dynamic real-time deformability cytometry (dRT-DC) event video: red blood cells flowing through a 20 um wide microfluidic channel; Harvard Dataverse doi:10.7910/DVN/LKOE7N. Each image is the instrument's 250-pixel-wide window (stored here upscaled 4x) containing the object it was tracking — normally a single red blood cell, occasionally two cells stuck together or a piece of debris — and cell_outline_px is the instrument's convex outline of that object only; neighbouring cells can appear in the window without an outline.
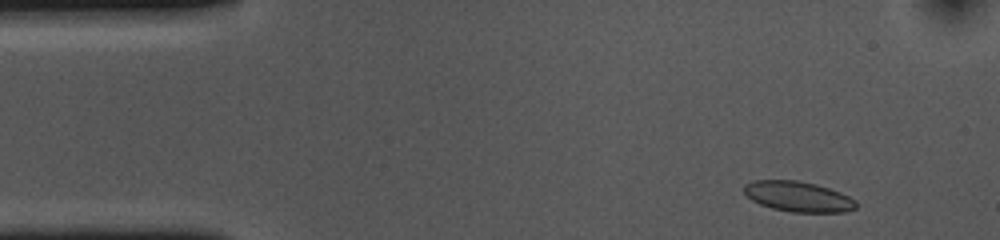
{"species": "common noctule bat (a hibernating species)", "species_latin": "Nyctalus noctula", "temperature_condition": "cold", "stored_images_in_passage": 46, "camera_frame_rate_fps": 3000, "um_per_image_px": 0.085, "animal": {"sex": "female", "body_mass_g": 10.0, "forearm_length_mm": 53.1}, "frame": {"image": 1, "passage_image": 3, "time_ms": 0.667, "image_size_px": [1000, 240], "cell_outline_px": [[856, 208], [844, 212], [792, 212], [772, 208], [760, 204], [752, 200], [744, 192], [744, 184], [756, 180], [796, 180], [816, 184], [840, 192], [856, 200]], "centroid_in_image_um": [67.84, 16.7], "position_along_channel_um": 17.2, "area_um2": 19.71}}
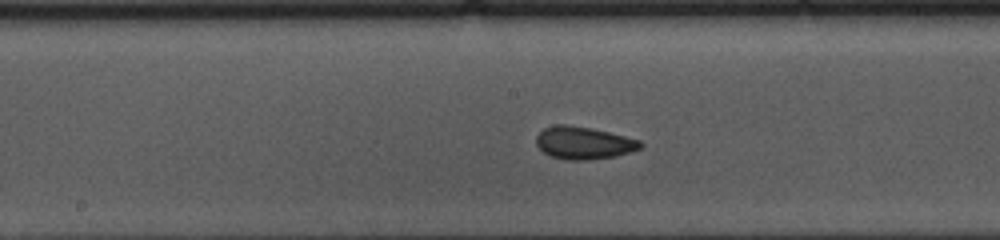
{"frame": {"image": 2, "passage_image": 24, "time_ms": 7.667, "image_size_px": [1000, 240], "cell_outline_px": [[644, 144], [640, 148], [616, 156], [584, 160], [568, 160], [552, 156], [544, 152], [536, 144], [536, 136], [544, 128], [556, 124], [568, 124], [592, 128], [640, 140]], "centroid_in_image_um": [49.6, 12.13], "position_along_channel_um": 198.6, "area_um2": 19.59}}
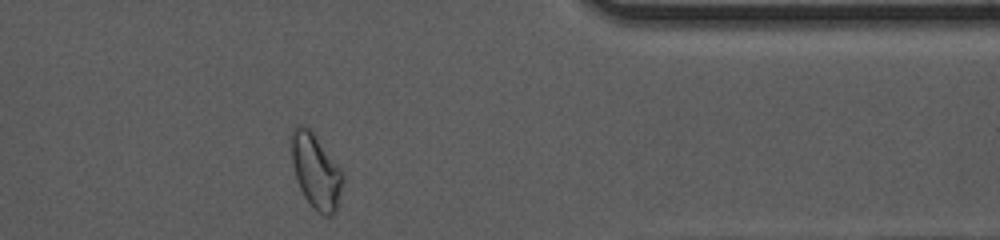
{"frame": {"image": 3, "passage_image": 41, "time_ms": 13.333, "image_size_px": [1000, 240], "cell_outline_px": [[344, 180], [336, 208], [332, 216], [324, 216], [304, 196], [296, 180], [288, 140], [292, 128], [296, 124], [304, 124], [312, 132], [344, 172]], "centroid_in_image_um": [26.81, 14.47], "position_along_channel_um": 384.6, "area_um2": 22.48}, "authors_computed_cell_mechanics": {"area_um2": 19.6231, "velocity_mm_per_s": 3.6481, "shape_relaxation_time_tau1_ms": 3.7376, "shape_relaxation_time_tau2_ms": 1.82, "deformation_change_tau1": 0.0917, "deformation_change_tau2": 0.0448}}